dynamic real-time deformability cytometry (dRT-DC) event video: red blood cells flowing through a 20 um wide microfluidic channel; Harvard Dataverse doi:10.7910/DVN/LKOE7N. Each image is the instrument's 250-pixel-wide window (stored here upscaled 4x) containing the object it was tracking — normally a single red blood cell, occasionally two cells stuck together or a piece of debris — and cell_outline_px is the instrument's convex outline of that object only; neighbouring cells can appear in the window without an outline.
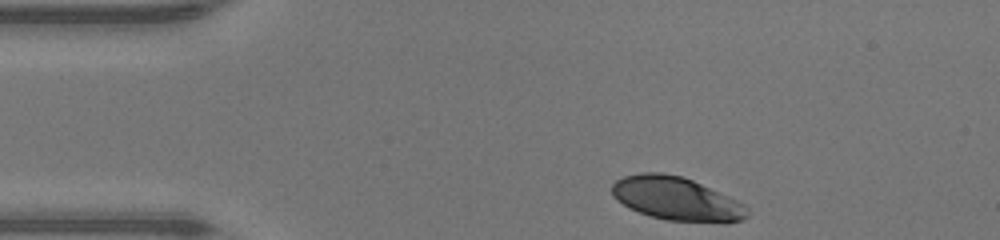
{"species": "human", "species_latin": "Homo sapiens", "temperature_condition": "warm", "stored_images_in_passage": 32, "camera_frame_rate_fps": 3000, "um_per_image_px": 0.085, "donor": {"sex": "male"}, "frame": {"image": 1, "passage_image": 1, "time_ms": 0.0, "image_size_px": [1000, 240], "cell_outline_px": [[748, 216], [744, 220], [724, 224], [668, 220], [652, 216], [628, 208], [616, 200], [612, 196], [612, 184], [616, 180], [624, 176], [640, 172], [660, 172], [680, 176], [692, 180], [728, 196], [744, 204], [748, 208]], "centroid_in_image_um": [57.51, 16.91], "position_along_channel_um": 27.5, "area_um2": 34.51}}
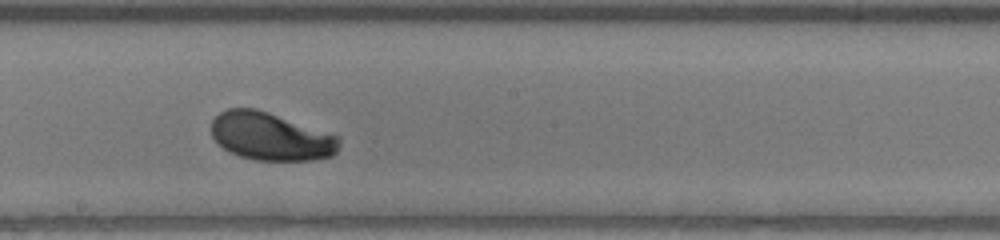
{"frame": {"image": 2, "passage_image": 19, "time_ms": 6.0, "image_size_px": [1000, 240], "cell_outline_px": [[340, 148], [332, 156], [312, 160], [256, 160], [240, 156], [228, 152], [212, 136], [212, 120], [220, 112], [228, 108], [256, 108], [340, 136]], "centroid_in_image_um": [23.03, 11.6], "position_along_channel_um": 225.2, "area_um2": 35.66}}
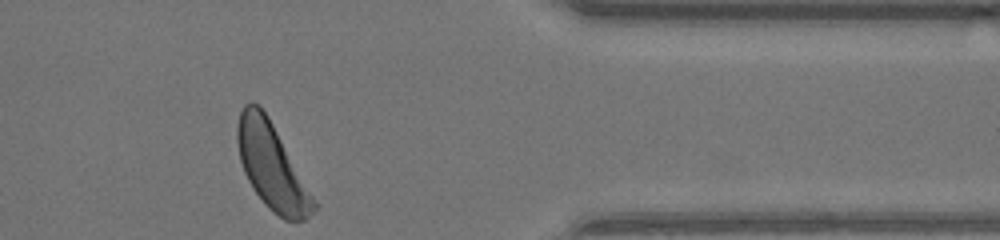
{"frame": {"image": 3, "passage_image": 32, "time_ms": 10.333, "image_size_px": [1000, 240], "cell_outline_px": [[320, 204], [304, 220], [284, 220], [272, 212], [264, 204], [252, 188], [244, 172], [240, 160], [236, 140], [236, 128], [240, 112], [244, 104], [252, 100], [260, 104], [268, 116]], "centroid_in_image_um": [23.12, 14.13], "position_along_channel_um": 388.3, "area_um2": 38.73}, "authors_computed_cell_mechanics": {"area_um2": 36.414, "velocity_mm_per_s": 4.2963, "shape_relaxation_time_tau1_ms": 2.0311, "shape_relaxation_time_tau2_ms": null, "deformation_change_tau1": 0.1335, "deformation_change_tau2": null}}